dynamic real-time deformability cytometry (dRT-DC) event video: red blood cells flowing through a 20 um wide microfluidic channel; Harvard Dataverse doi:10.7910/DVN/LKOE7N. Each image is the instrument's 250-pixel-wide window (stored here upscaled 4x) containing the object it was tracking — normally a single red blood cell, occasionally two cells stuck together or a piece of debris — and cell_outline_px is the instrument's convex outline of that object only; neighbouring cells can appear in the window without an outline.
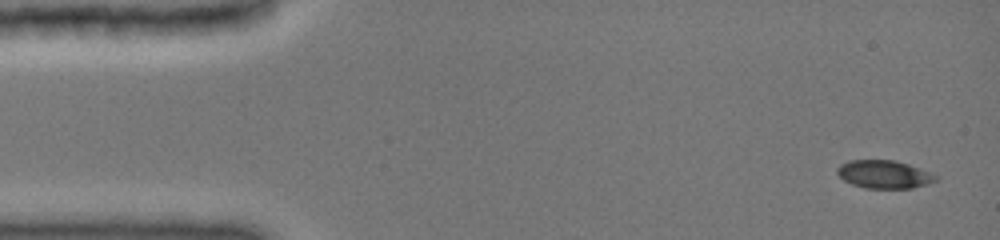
{"species": "common noctule bat (a hibernating species)", "species_latin": "Nyctalus noctula", "temperature_condition": "cold", "stored_images_in_passage": 13, "camera_frame_rate_fps": 3000, "um_per_image_px": 0.085, "animal": {"sex": "female", "body_mass_g": 19.0, "forearm_length_mm": 51.5}, "frame": {"image": 1, "passage_image": 1, "time_ms": 0.0, "image_size_px": [1000, 240], "cell_outline_px": [[940, 176], [936, 180], [928, 184], [912, 188], [864, 188], [852, 184], [844, 180], [836, 172], [836, 168], [840, 164], [848, 160], [896, 160], [908, 164]], "centroid_in_image_um": [75.14, 14.81], "position_along_channel_um": 9.9, "area_um2": 16.18}}
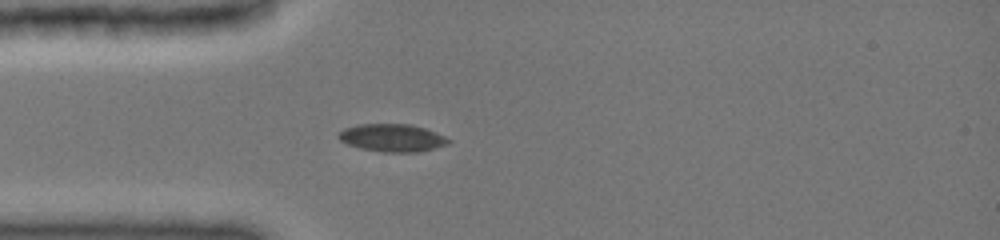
{"frame": {"image": 2, "passage_image": 11, "time_ms": 3.667, "image_size_px": [1000, 240], "cell_outline_px": [[452, 140], [448, 144], [420, 152], [384, 152], [360, 148], [348, 144], [340, 140], [336, 136], [336, 132], [344, 128], [356, 124], [408, 124], [424, 128], [444, 136]], "centroid_in_image_um": [33.29, 11.71], "position_along_channel_um": 51.7, "area_um2": 17.8}}